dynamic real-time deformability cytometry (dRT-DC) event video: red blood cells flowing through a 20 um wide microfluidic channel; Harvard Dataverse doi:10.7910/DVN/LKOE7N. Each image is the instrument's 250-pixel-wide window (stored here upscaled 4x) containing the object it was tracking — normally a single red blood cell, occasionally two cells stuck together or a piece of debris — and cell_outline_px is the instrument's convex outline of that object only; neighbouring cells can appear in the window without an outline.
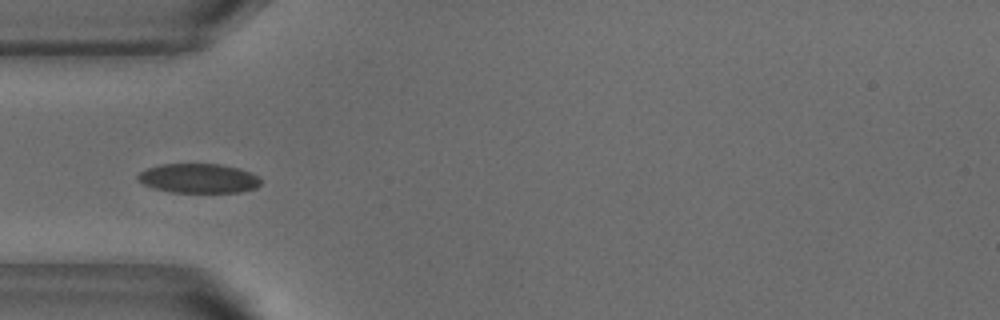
{"species": "common noctule bat (a hibernating species)", "species_latin": "Nyctalus noctula", "temperature_condition": "warm", "stored_images_in_passage": 37, "camera_frame_rate_fps": 3000, "um_per_image_px": 0.085, "animal": {"sex": "male", "body_mass_g": 18.8}, "frame": {"image": 1, "passage_image": 1, "time_ms": 0.0, "image_size_px": [1000, 320], "cell_outline_px": [[260, 184], [256, 188], [240, 192], [172, 192], [156, 188], [144, 184], [136, 180], [136, 176], [140, 172], [148, 168], [160, 164], [220, 164], [240, 168], [256, 176], [260, 180]], "centroid_in_image_um": [16.86, 15.15], "position_along_channel_um": 68.1, "area_um2": 20.92}}
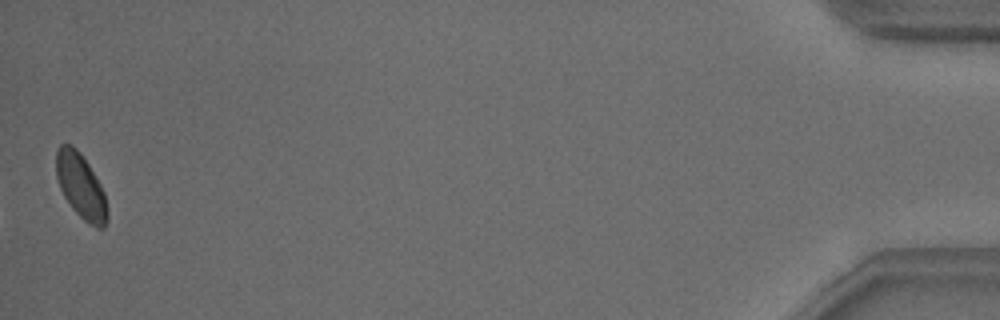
{"frame": {"image": 2, "passage_image": 37, "time_ms": 12.0, "image_size_px": [1000, 320], "cell_outline_px": [[108, 220], [104, 228], [96, 228], [88, 224], [72, 208], [64, 196], [60, 188], [56, 176], [56, 152], [60, 144], [72, 144], [80, 152], [96, 176], [104, 192], [108, 212]], "centroid_in_image_um": [6.88, 15.83], "position_along_channel_um": 428.3, "area_um2": 19.42}, "authors_computed_cell_mechanics": {"area_um2": 20.4612, "velocity_mm_per_s": 3.8028, "shape_relaxation_time_tau1_ms": 3.052, "shape_relaxation_time_tau2_ms": 1.5681, "deformation_change_tau1": 0.092, "deformation_change_tau2": 0.0476}}